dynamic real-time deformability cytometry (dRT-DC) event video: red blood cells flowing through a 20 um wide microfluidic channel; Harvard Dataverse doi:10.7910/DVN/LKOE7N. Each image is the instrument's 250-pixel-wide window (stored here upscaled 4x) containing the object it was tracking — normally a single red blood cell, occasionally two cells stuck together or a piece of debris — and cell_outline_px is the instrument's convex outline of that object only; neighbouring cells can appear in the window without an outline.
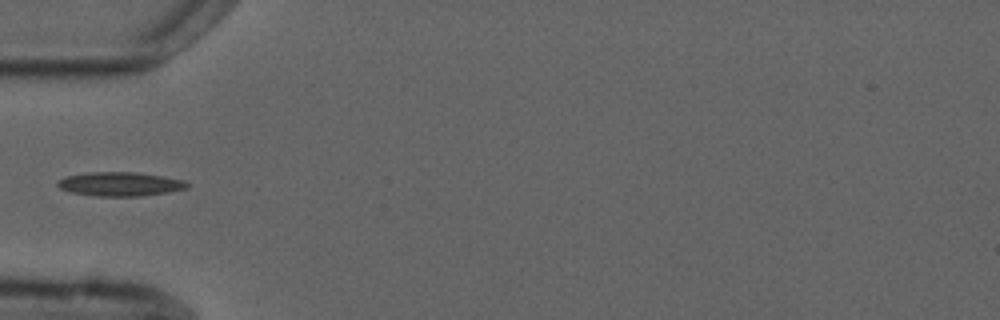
{"species": "common noctule bat (a hibernating species)", "species_latin": "Nyctalus noctula", "temperature_condition": "cold", "stored_images_in_passage": 2, "camera_frame_rate_fps": 3000, "um_per_image_px": 0.085, "animal": {"sex": "male", "forearm_length_mm": 52.5}, "frame": {"image": 1, "passage_image": 2, "time_ms": 2.0, "image_size_px": [1000, 320], "cell_outline_px": [[192, 184], [188, 188], [168, 192], [140, 196], [96, 196], [72, 192], [60, 188], [56, 184], [60, 180], [68, 176], [88, 172], [136, 172], [184, 180]], "centroid_in_image_um": [10.26, 15.64], "position_along_channel_um": 74.7, "area_um2": 17.98}}